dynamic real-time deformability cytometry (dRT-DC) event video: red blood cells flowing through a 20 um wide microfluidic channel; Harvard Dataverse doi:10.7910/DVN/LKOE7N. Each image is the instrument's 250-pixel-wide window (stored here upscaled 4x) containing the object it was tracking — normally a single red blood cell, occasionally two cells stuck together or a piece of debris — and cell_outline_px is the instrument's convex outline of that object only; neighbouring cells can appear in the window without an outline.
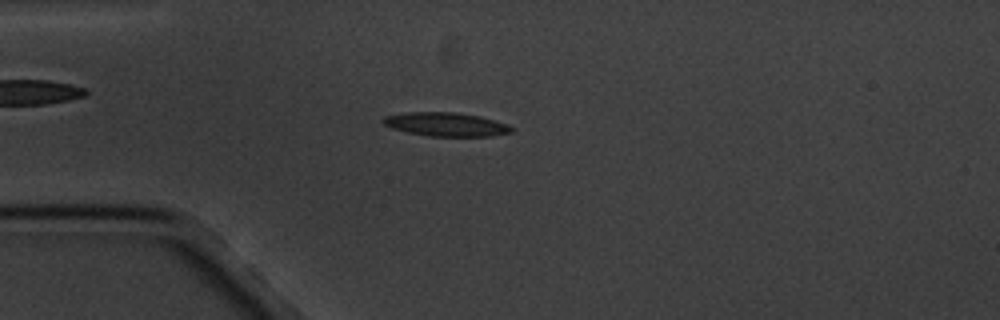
{"species": "common noctule bat (a hibernating species)", "species_latin": "Nyctalus noctula", "temperature_condition": "cold", "stored_images_in_passage": 1, "camera_frame_rate_fps": 3000, "um_per_image_px": 0.085, "animal": {"sex": "male", "body_mass_g": 20.1, "forearm_length_mm": 53.5}, "frame": {"image": 1, "passage_image": 1, "time_ms": 0.0, "image_size_px": [1000, 320], "cell_outline_px": [[516, 128], [512, 132], [492, 136], [428, 136], [408, 132], [392, 128], [384, 124], [380, 120], [384, 116], [404, 112], [452, 112], [480, 116], [508, 124]], "centroid_in_image_um": [37.92, 10.57], "position_along_channel_um": 47.1, "area_um2": 17.86}}